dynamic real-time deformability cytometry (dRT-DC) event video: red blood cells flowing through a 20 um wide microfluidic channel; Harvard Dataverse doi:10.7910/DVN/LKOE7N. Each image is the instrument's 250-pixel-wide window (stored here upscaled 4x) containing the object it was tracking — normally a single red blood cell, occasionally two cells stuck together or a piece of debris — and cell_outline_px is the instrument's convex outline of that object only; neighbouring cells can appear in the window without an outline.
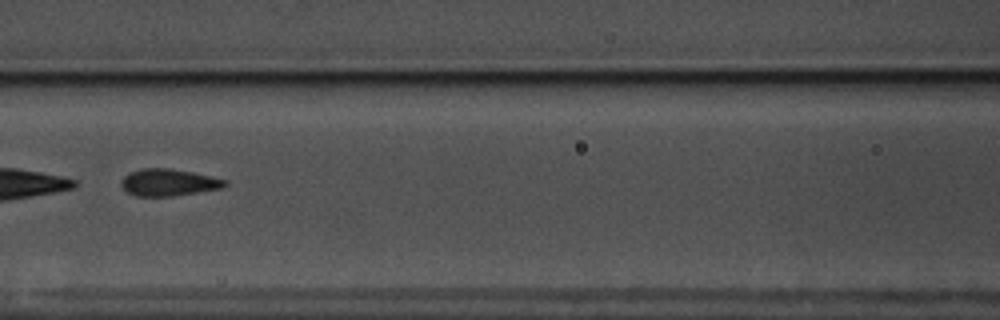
{"species": "common noctule bat (a hibernating species)", "species_latin": "Nyctalus noctula", "temperature_condition": "warm", "stored_images_in_passage": 57, "segment_of_instrument_passage": [2, 2], "camera_frame_rate_fps": 3000, "um_per_image_px": 0.085, "animal": {"sex": "male", "body_mass_g": 17.5, "forearm_length_mm": 52.3}, "frame": {"image": 1, "passage_image": 27, "time_ms": 8.667, "image_size_px": [1000, 320], "cell_outline_px": [[228, 184], [220, 188], [172, 196], [136, 196], [128, 192], [120, 184], [120, 180], [124, 176], [140, 168], [168, 168], [192, 172], [228, 180]], "centroid_in_image_um": [14.31, 15.5], "position_along_channel_um": 152.3, "area_um2": 16.13}}